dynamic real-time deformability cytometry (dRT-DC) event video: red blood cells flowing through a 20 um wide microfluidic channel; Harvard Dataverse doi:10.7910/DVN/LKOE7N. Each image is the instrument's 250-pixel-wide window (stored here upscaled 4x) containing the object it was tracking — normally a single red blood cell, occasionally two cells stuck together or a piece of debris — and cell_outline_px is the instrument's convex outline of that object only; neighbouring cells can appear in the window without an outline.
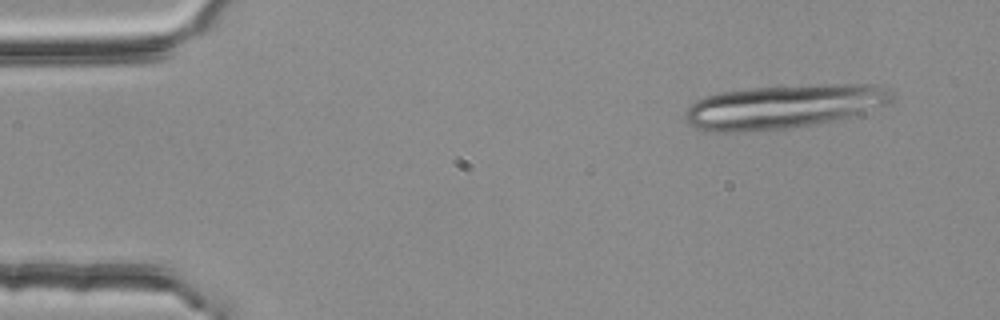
{"species": "common noctule bat (a hibernating species)", "species_latin": "Nyctalus noctula", "temperature_condition": "room temperature", "stored_images_in_passage": 3, "camera_frame_rate_fps": 3000, "um_per_image_px": 0.085, "animal": {"sex": "female", "body_mass_g": 25.1}, "frame": {"image": 1, "passage_image": 1, "time_ms": 0.0, "image_size_px": [1000, 320], "cell_outline_px": [[892, 104], [848, 116], [788, 128], [740, 132], [724, 132], [696, 128], [688, 124], [684, 116], [684, 112], [696, 100], [704, 96], [720, 92], [748, 88], [832, 84], [872, 84], [884, 88], [892, 96]], "centroid_in_image_um": [66.55, 9.05], "position_along_channel_um": 18.4, "area_um2": 52.08}}